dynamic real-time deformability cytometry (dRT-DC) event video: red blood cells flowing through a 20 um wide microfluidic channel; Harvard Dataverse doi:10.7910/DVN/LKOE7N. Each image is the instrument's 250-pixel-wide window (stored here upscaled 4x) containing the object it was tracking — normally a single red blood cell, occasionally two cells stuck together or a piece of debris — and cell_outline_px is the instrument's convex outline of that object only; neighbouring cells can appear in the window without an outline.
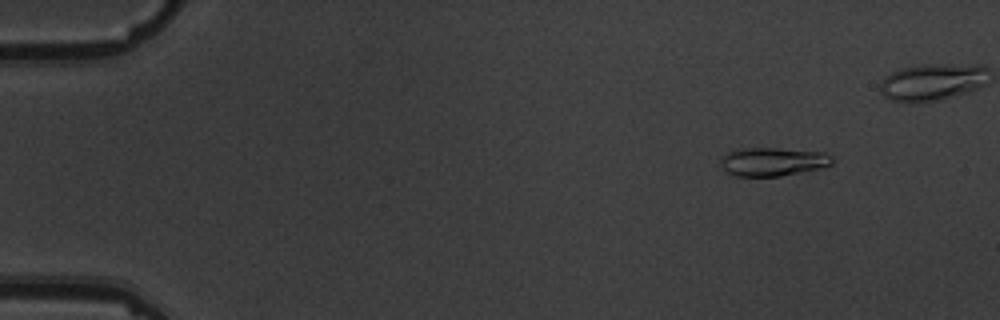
{"species": "common noctule bat (a hibernating species)", "species_latin": "Nyctalus noctula", "temperature_condition": "warm", "stored_images_in_passage": 18, "camera_frame_rate_fps": 3000, "um_per_image_px": 0.085, "animal": {"sex": "male", "body_mass_g": 19.5, "forearm_length_mm": 54.6}, "frame": {"image": 1, "passage_image": 3, "time_ms": 2.0, "image_size_px": [1000, 320], "cell_outline_px": [[832, 164], [820, 168], [780, 176], [736, 176], [728, 172], [720, 164], [720, 156], [728, 152], [744, 148], [776, 148], [824, 152], [832, 156]], "centroid_in_image_um": [65.67, 13.74], "position_along_channel_um": 19.3, "area_um2": 18.44}}
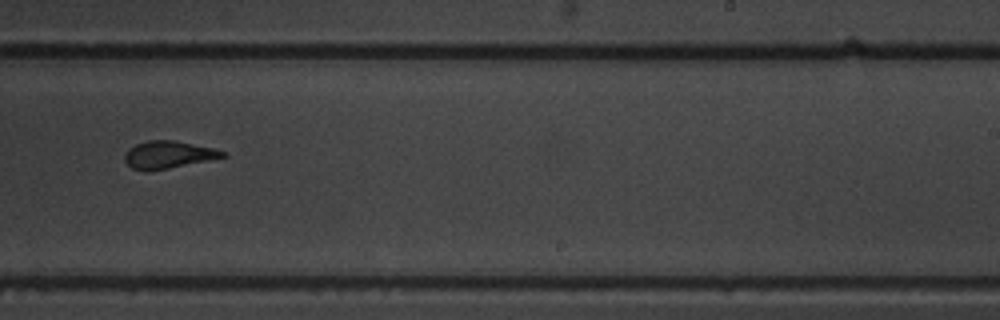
{"frame": {"image": 2, "passage_image": 13, "time_ms": 14.333, "image_size_px": [1000, 320], "cell_outline_px": [[228, 156], [168, 168], [132, 168], [124, 160], [124, 156], [128, 148], [136, 144], [148, 140], [176, 140], [212, 148], [228, 152]], "centroid_in_image_um": [14.35, 13.1], "position_along_channel_um": 274.7, "area_um2": 15.14}}
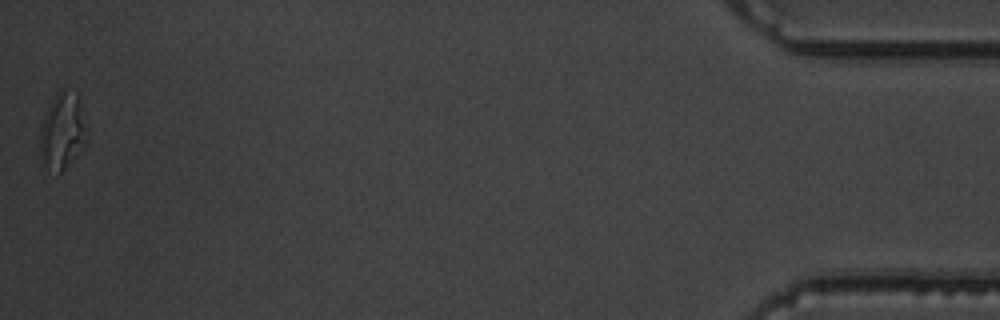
{"frame": {"image": 3, "passage_image": 18, "time_ms": 21.0, "image_size_px": [1000, 320], "cell_outline_px": [[88, 140], [64, 168], [56, 176], [44, 164], [40, 148], [40, 124], [56, 92], [60, 88], [76, 92], [80, 100], [88, 128]], "centroid_in_image_um": [5.33, 11.1], "position_along_channel_um": 429.9, "area_um2": 21.04}, "authors_computed_cell_mechanics": {"area_um2": 17.0221, "velocity_mm_per_s": 3.6374, "shape_relaxation_time_tau1_ms": 4.0278, "shape_relaxation_time_tau2_ms": 0.8067, "deformation_change_tau1": 0.2085, "deformation_change_tau2": 0.1024}}